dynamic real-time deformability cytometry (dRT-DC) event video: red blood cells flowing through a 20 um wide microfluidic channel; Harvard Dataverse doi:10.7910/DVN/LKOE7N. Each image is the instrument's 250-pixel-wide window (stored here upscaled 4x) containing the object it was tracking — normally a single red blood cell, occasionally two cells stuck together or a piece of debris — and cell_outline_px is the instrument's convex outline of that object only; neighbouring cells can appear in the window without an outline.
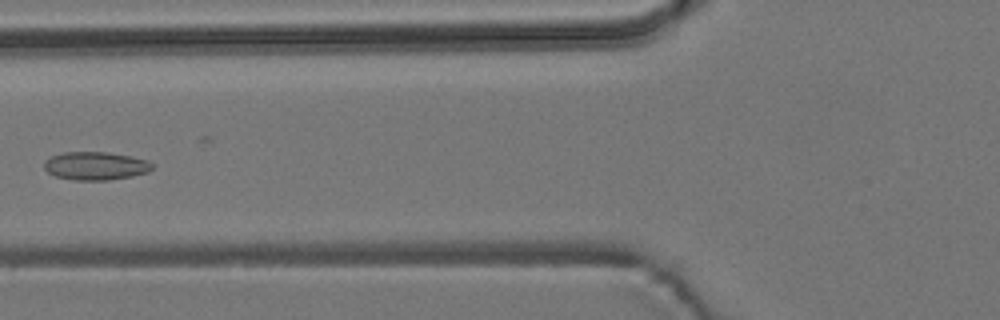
{"species": "common noctule bat (a hibernating species)", "species_latin": "Nyctalus noctula", "temperature_condition": "room temperature", "stored_images_in_passage": 4, "camera_frame_rate_fps": 3000, "um_per_image_px": 0.085, "animal": {"sex": "male", "body_mass_g": 19.2, "forearm_length_mm": 51.8}, "frame": {"image": 1, "passage_image": 3, "time_ms": 2.333, "image_size_px": [1000, 320], "cell_outline_px": [[152, 168], [148, 172], [132, 176], [108, 180], [72, 180], [56, 176], [48, 172], [44, 168], [44, 160], [52, 156], [64, 152], [108, 152], [132, 156], [148, 160], [152, 164]], "centroid_in_image_um": [8.12, 14.09], "position_along_channel_um": 117.7, "area_um2": 17.8}}
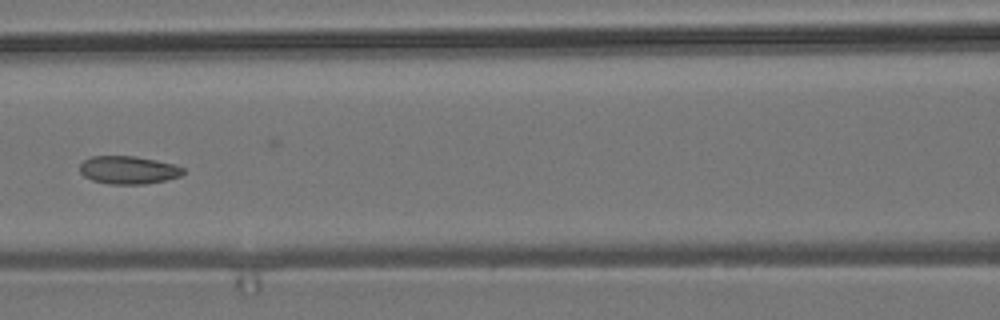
{"frame": {"image": 2, "passage_image": 4, "time_ms": 3.333, "image_size_px": [1000, 320], "cell_outline_px": [[184, 172], [180, 176], [164, 180], [144, 184], [108, 184], [92, 180], [84, 176], [80, 172], [80, 164], [84, 160], [92, 156], [136, 156], [156, 160], [172, 164], [184, 168]], "centroid_in_image_um": [10.88, 14.45], "position_along_channel_um": 155.7, "area_um2": 16.76}}